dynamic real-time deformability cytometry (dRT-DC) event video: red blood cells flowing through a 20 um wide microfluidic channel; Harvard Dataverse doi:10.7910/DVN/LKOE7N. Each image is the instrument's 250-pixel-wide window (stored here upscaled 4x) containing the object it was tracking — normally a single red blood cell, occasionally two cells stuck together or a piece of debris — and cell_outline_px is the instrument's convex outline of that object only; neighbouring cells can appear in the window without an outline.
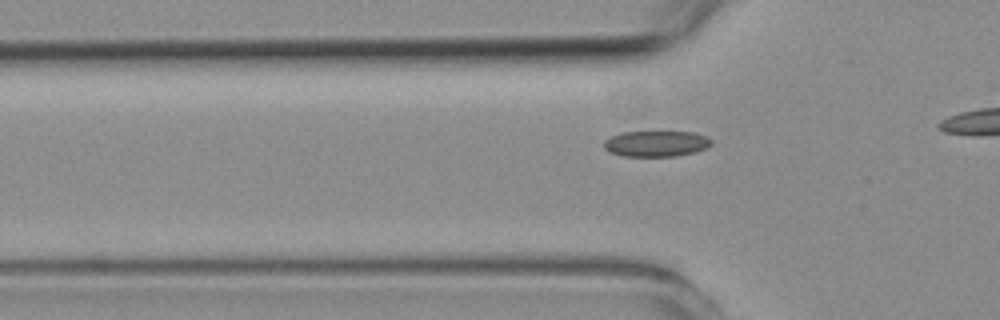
{"species": "common noctule bat (a hibernating species)", "species_latin": "Nyctalus noctula", "temperature_condition": "room temperature", "stored_images_in_passage": 12, "camera_frame_rate_fps": 3000, "um_per_image_px": 0.085, "animal": {"sex": "female", "body_mass_g": 19.3, "forearm_length_mm": 54.1}, "frame": {"image": 1, "passage_image": 6, "time_ms": 1.667, "image_size_px": [1000, 320], "cell_outline_px": [[712, 144], [696, 152], [676, 156], [624, 156], [608, 152], [604, 148], [604, 140], [620, 132], [692, 132], [708, 136], [712, 140]], "centroid_in_image_um": [55.77, 12.21], "position_along_channel_um": 70.0, "area_um2": 16.24}}
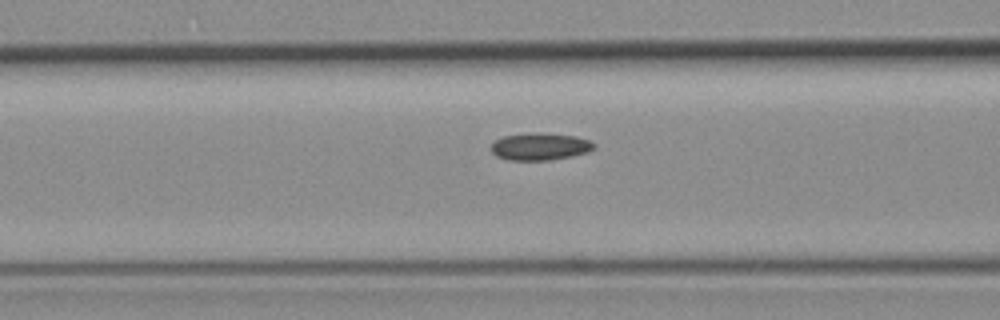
{"frame": {"image": 2, "passage_image": 10, "time_ms": 3.0, "image_size_px": [1000, 320], "cell_outline_px": [[596, 148], [588, 152], [572, 156], [548, 160], [508, 160], [496, 156], [492, 152], [492, 144], [496, 140], [504, 136], [536, 132], [576, 136], [588, 140], [596, 144]], "centroid_in_image_um": [45.93, 12.46], "position_along_channel_um": 120.7, "area_um2": 16.3}}